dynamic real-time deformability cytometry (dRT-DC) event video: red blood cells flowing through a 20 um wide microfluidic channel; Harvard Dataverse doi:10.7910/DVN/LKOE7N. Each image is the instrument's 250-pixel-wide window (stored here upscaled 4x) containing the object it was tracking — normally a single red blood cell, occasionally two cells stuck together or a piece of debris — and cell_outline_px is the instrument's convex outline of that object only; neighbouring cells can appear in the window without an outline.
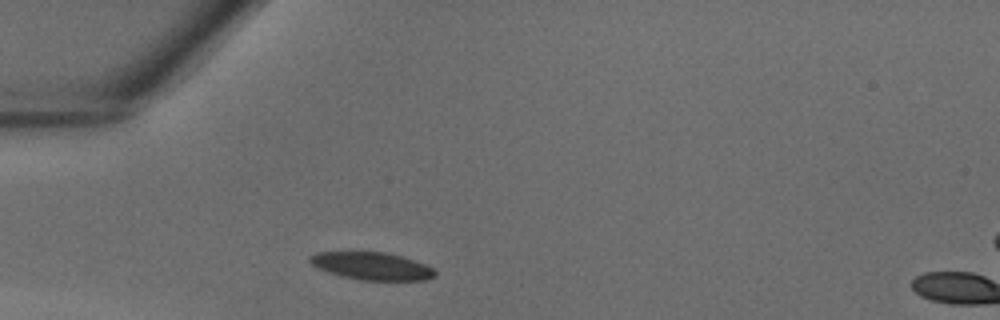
{"species": "common noctule bat (a hibernating species)", "species_latin": "Nyctalus noctula", "temperature_condition": "warm", "stored_images_in_passage": 2, "camera_frame_rate_fps": 3000, "um_per_image_px": 0.085, "animal": {"sex": "male", "body_mass_g": 18.8}, "frame": {"image": 1, "passage_image": 1, "time_ms": 0.0, "image_size_px": [1000, 320], "cell_outline_px": [[436, 272], [432, 276], [424, 280], [360, 280], [328, 272], [312, 264], [308, 260], [308, 256], [316, 252], [384, 252], [400, 256], [424, 264], [432, 268]], "centroid_in_image_um": [31.55, 22.6], "position_along_channel_um": 53.4, "area_um2": 19.71}}